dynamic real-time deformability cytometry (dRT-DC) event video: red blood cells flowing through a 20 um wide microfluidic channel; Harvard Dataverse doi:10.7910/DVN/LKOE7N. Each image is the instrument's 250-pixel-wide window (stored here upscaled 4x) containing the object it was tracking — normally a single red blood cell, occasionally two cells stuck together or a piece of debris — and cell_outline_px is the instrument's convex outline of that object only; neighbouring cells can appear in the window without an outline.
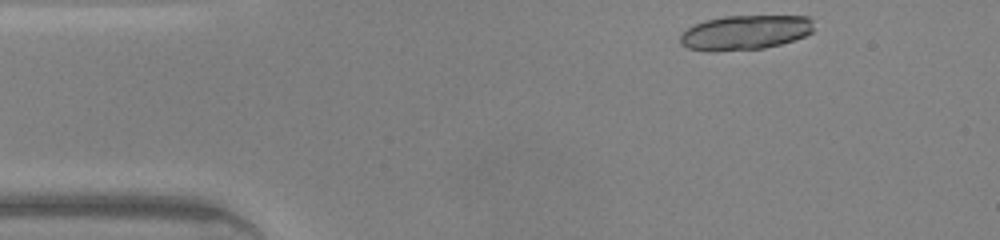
{"species": "common noctule bat (a hibernating species)", "species_latin": "Nyctalus noctula", "temperature_condition": "warm", "stored_images_in_passage": 41, "segment_of_instrument_passage": [1, 2], "camera_frame_rate_fps": 3000, "um_per_image_px": 0.085, "animal": {"sex": "male", "body_mass_g": 20.0, "forearm_length_mm": 53.3}, "frame": {"image": 1, "passage_image": 1, "time_ms": 0.0, "image_size_px": [1000, 240], "cell_outline_px": [[812, 32], [796, 40], [764, 48], [708, 52], [688, 48], [680, 44], [680, 36], [688, 28], [696, 24], [708, 20], [724, 16], [808, 16], [812, 20]], "centroid_in_image_um": [63.34, 2.77], "position_along_channel_um": 21.7, "area_um2": 26.88}}